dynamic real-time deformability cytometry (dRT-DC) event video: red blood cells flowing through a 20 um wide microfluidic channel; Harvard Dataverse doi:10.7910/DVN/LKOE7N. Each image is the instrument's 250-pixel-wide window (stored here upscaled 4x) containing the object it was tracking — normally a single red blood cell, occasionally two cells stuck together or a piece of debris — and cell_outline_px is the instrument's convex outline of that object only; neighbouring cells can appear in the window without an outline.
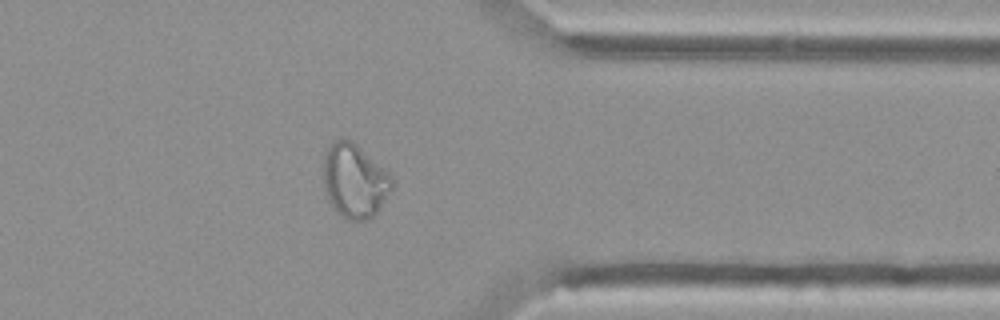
{"species": "Egyptian fruit bat (a non-hibernating species)", "species_latin": "Rousettus aegyptiacus", "temperature_condition": "cold", "stored_images_in_passage": 41, "camera_frame_rate_fps": 3000, "um_per_image_px": 0.085, "animal": {"sex": "female"}, "frame": {"image": 1, "passage_image": 30, "time_ms": 9.667, "image_size_px": [1000, 320], "cell_outline_px": [[392, 188], [376, 212], [368, 220], [344, 220], [336, 212], [328, 200], [324, 188], [324, 152], [328, 144], [332, 140], [340, 136], [352, 140], [388, 172], [392, 176]], "centroid_in_image_um": [30.09, 15.34], "position_along_channel_um": 381.3, "area_um2": 29.82}, "authors_computed_cell_mechanics": {"area_um2": 25.2008, "velocity_mm_per_s": 3.7227, "shape_relaxation_time_tau1_ms": null, "shape_relaxation_time_tau2_ms": 1.6957, "deformation_change_tau1": null, "deformation_change_tau2": 0.0879}}